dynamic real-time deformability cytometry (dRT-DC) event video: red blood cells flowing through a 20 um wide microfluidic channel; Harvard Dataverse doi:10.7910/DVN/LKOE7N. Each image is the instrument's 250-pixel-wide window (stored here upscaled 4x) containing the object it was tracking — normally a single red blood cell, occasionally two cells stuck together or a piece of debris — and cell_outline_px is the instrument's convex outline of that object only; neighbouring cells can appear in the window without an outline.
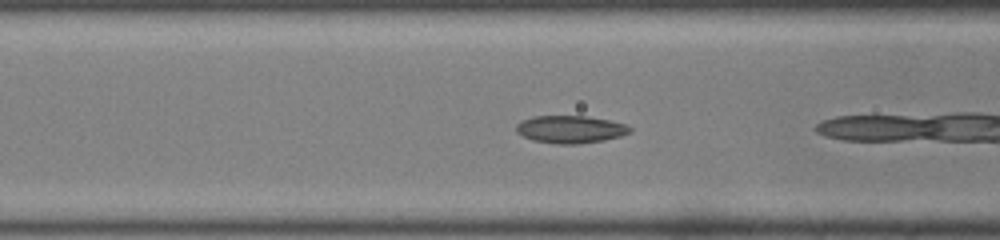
{"species": "common noctule bat (a hibernating species)", "species_latin": "Nyctalus noctula", "temperature_condition": "room temperature", "stored_images_in_passage": 17, "camera_frame_rate_fps": 3000, "um_per_image_px": 0.085, "animal": {"sex": "male", "body_mass_g": 19.0, "forearm_length_mm": 50.8}, "frame": {"image": 1, "passage_image": 16, "time_ms": 5.0, "image_size_px": [1000, 240], "cell_outline_px": [[632, 132], [620, 136], [604, 140], [576, 144], [556, 144], [532, 140], [516, 132], [516, 124], [520, 120], [532, 116], [588, 116], [628, 124], [632, 128]], "centroid_in_image_um": [48.48, 10.99], "position_along_channel_um": 118.1, "area_um2": 18.44}}